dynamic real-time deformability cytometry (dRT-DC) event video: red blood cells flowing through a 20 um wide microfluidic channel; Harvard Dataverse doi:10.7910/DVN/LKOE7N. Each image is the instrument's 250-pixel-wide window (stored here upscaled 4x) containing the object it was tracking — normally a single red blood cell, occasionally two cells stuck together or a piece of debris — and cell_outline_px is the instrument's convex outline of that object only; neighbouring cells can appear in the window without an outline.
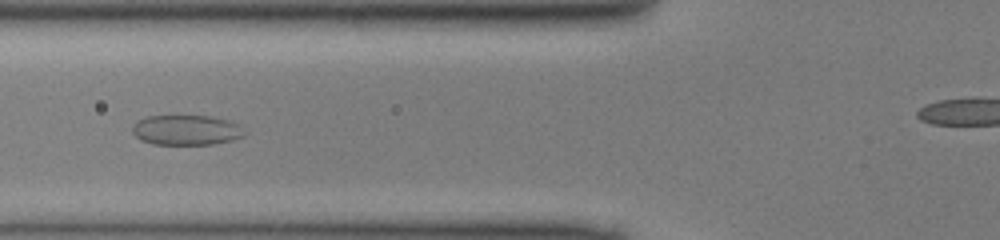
{"species": "common noctule bat (a hibernating species)", "species_latin": "Nyctalus noctula", "temperature_condition": "cold", "stored_images_in_passage": 33, "camera_frame_rate_fps": 3000, "um_per_image_px": 0.085, "animal": {"sex": "male", "body_mass_g": 13.0, "forearm_length_mm": 53.1}, "frame": {"image": 1, "passage_image": 8, "time_ms": 2.333, "image_size_px": [1000, 240], "cell_outline_px": [[248, 132], [244, 136], [232, 140], [212, 144], [152, 144], [140, 140], [132, 132], [132, 124], [136, 120], [148, 116], [212, 116], [228, 120], [240, 124]], "centroid_in_image_um": [15.86, 11.05], "position_along_channel_um": 109.9, "area_um2": 19.94}}
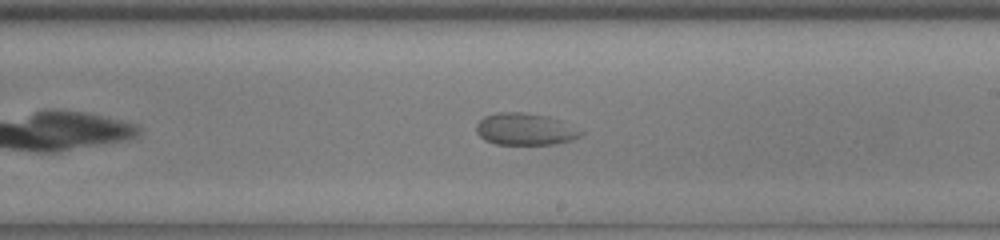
{"frame": {"image": 2, "passage_image": 18, "time_ms": 5.667, "image_size_px": [1000, 240], "cell_outline_px": [[584, 132], [580, 136], [572, 140], [556, 144], [496, 144], [484, 140], [476, 132], [476, 124], [484, 116], [496, 112], [524, 112], [548, 116], [560, 120]], "centroid_in_image_um": [44.61, 10.97], "position_along_channel_um": 244.4, "area_um2": 19.54}}
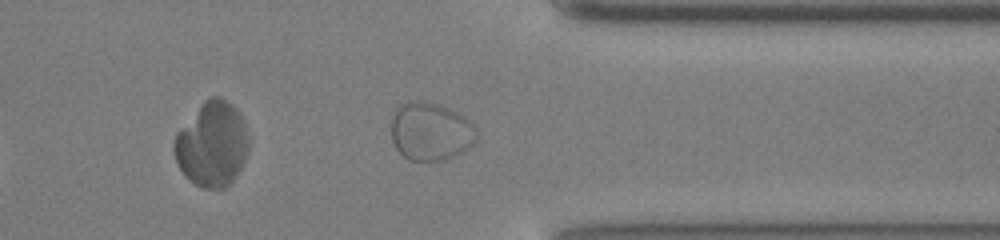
{"frame": {"image": 3, "passage_image": 28, "time_ms": 9.0, "image_size_px": [1000, 240], "cell_outline_px": [[476, 140], [464, 152], [440, 160], [408, 160], [396, 148], [392, 140], [392, 116], [396, 108], [400, 104], [408, 100], [424, 100], [440, 104], [464, 116], [476, 128]], "centroid_in_image_um": [36.58, 11.14], "position_along_channel_um": 374.8, "area_um2": 29.02}}